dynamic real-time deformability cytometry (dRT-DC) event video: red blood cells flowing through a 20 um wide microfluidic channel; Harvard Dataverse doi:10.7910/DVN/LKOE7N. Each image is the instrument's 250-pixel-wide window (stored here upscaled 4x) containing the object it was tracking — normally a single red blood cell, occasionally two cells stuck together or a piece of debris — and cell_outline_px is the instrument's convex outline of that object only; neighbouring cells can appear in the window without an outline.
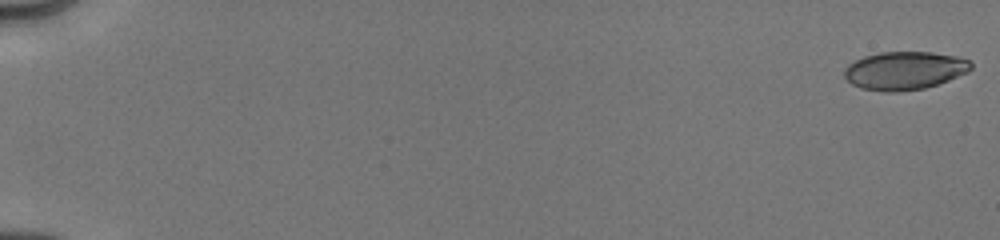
{"species": "human", "species_latin": "Homo sapiens", "temperature_condition": "cold", "stored_images_in_passage": 14, "camera_frame_rate_fps": 3000, "um_per_image_px": 0.085, "donor": {"sex": "male"}, "frame": {"image": 1, "passage_image": 1, "time_ms": 0.0, "image_size_px": [1000, 240], "cell_outline_px": [[972, 68], [968, 72], [948, 80], [924, 88], [896, 92], [884, 92], [860, 88], [852, 84], [844, 76], [844, 68], [848, 64], [864, 56], [880, 52], [932, 52], [956, 56], [968, 60], [972, 64]], "centroid_in_image_um": [76.87, 6.0], "position_along_channel_um": 8.1, "area_um2": 28.15}}
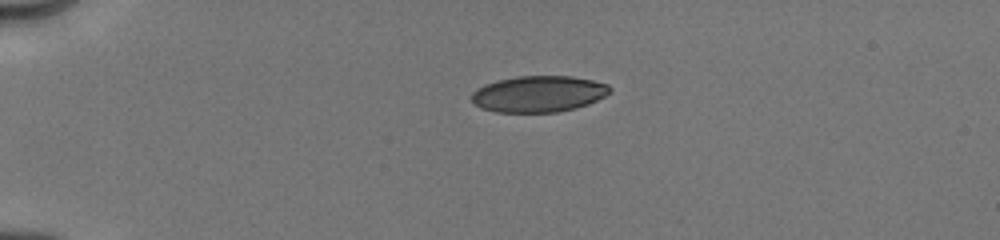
{"frame": {"image": 2, "passage_image": 8, "time_ms": 4.333, "image_size_px": [1000, 240], "cell_outline_px": [[612, 92], [588, 104], [576, 108], [556, 112], [496, 112], [480, 108], [472, 104], [472, 92], [484, 84], [496, 80], [516, 76], [572, 76], [592, 80], [608, 84], [612, 88]], "centroid_in_image_um": [45.77, 7.98], "position_along_channel_um": 39.2, "area_um2": 29.48}}
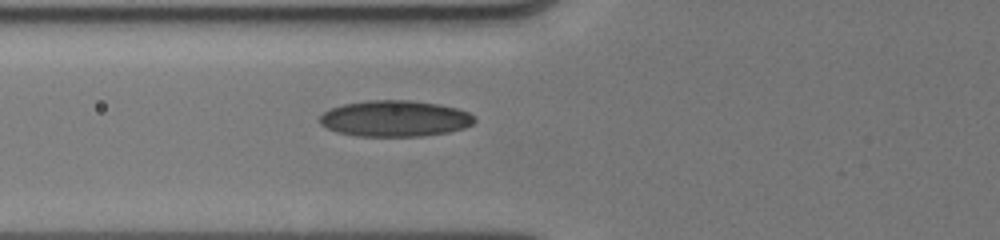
{"frame": {"image": 3, "passage_image": 14, "time_ms": 7.0, "image_size_px": [1000, 240], "cell_outline_px": [[476, 120], [472, 124], [464, 128], [448, 132], [424, 136], [356, 136], [336, 132], [320, 124], [320, 116], [324, 112], [332, 108], [344, 104], [368, 100], [408, 100], [440, 104], [456, 108], [468, 112], [476, 116]], "centroid_in_image_um": [33.59, 10.08], "position_along_channel_um": 92.2, "area_um2": 32.66}}